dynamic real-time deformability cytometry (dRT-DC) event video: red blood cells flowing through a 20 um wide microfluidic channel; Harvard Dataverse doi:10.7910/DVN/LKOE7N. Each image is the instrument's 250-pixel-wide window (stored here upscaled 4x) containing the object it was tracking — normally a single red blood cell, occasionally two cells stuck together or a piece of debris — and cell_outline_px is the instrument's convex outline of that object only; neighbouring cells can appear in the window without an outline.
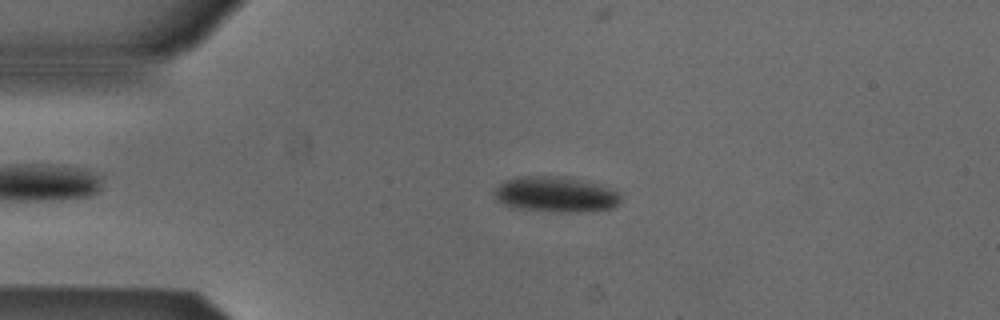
{"species": "Egyptian fruit bat (a non-hibernating species)", "species_latin": "Rousettus aegyptiacus", "temperature_condition": "cold", "stored_images_in_passage": 53, "camera_frame_rate_fps": 3000, "um_per_image_px": 0.085, "animal": {"sex": "male"}, "frame": {"image": 1, "passage_image": 11, "time_ms": 3.333, "image_size_px": [1000, 320], "cell_outline_px": [[620, 200], [612, 208], [580, 212], [560, 212], [508, 208], [496, 200], [492, 192], [504, 180], [520, 176], [564, 176], [596, 184], [620, 192]], "centroid_in_image_um": [47.15, 16.53], "position_along_channel_um": 37.9, "area_um2": 26.36}}
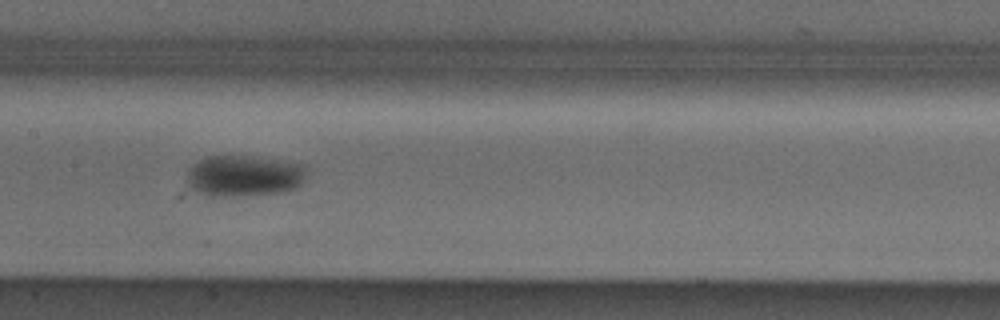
{"frame": {"image": 2, "passage_image": 25, "time_ms": 8.0, "image_size_px": [1000, 320], "cell_outline_px": [[308, 168], [300, 184], [296, 188], [280, 192], [232, 196], [212, 196], [196, 192], [188, 184], [188, 168], [192, 164], [208, 156], [236, 156], [276, 160], [304, 164]], "centroid_in_image_um": [20.72, 14.95], "position_along_channel_um": 186.7, "area_um2": 28.32}}
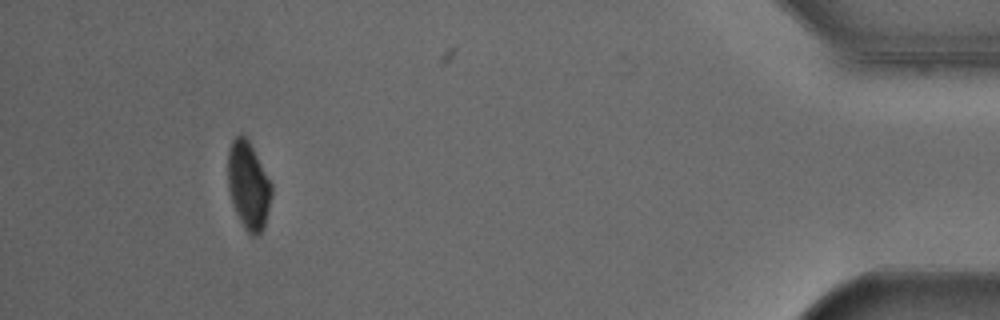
{"frame": {"image": 3, "passage_image": 48, "time_ms": 15.667, "image_size_px": [1000, 320], "cell_outline_px": [[272, 192], [264, 228], [256, 236], [252, 236], [244, 228], [236, 212], [228, 188], [228, 148], [232, 140], [240, 132], [248, 140], [272, 184]], "centroid_in_image_um": [21.1, 15.75], "position_along_channel_um": 414.1, "area_um2": 22.08}, "authors_computed_cell_mechanics": {"area_um2": 26.1256, "velocity_mm_per_s": 3.8662, "shape_relaxation_time_tau1_ms": 4.6816, "shape_relaxation_time_tau2_ms": null, "deformation_change_tau1": 0.092, "deformation_change_tau2": null}}